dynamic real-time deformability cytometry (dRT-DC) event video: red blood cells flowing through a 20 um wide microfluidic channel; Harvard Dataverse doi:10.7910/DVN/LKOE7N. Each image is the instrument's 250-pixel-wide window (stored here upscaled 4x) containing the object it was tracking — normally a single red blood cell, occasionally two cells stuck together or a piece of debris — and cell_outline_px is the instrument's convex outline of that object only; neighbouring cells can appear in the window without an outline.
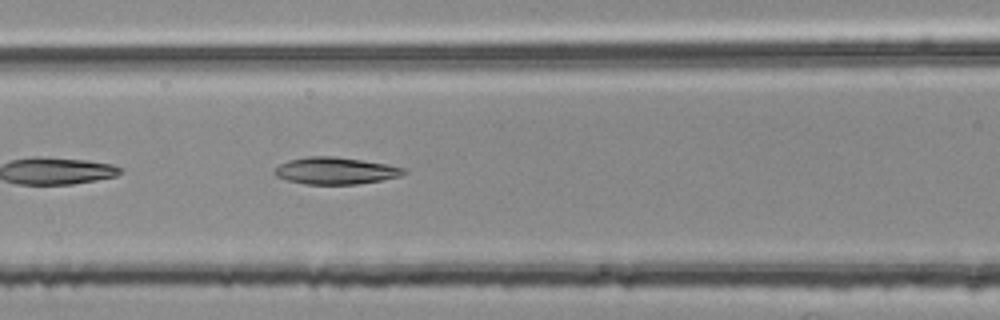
{"species": "common noctule bat (a hibernating species)", "species_latin": "Nyctalus noctula", "temperature_condition": "room temperature", "stored_images_in_passage": 12, "camera_frame_rate_fps": 3000, "um_per_image_px": 0.085, "animal": {"sex": "female", "body_mass_g": 25.1}, "frame": {"image": 1, "passage_image": 7, "time_ms": 2.0, "image_size_px": [1000, 320], "cell_outline_px": [[408, 172], [400, 176], [380, 180], [356, 184], [304, 184], [288, 180], [276, 176], [276, 168], [280, 164], [288, 160], [308, 156], [336, 156], [388, 164], [404, 168]], "centroid_in_image_um": [28.54, 14.5], "position_along_channel_um": 138.1, "area_um2": 20.17}}